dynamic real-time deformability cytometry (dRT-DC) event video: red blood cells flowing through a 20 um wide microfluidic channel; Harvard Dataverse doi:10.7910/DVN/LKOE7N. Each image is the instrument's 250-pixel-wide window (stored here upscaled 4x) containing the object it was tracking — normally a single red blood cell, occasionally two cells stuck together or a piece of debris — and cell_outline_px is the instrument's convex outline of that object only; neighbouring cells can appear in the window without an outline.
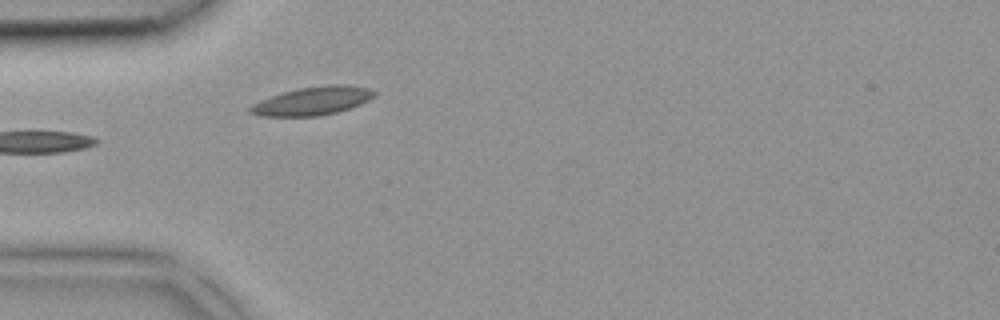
{"species": "common noctule bat (a hibernating species)", "species_latin": "Nyctalus noctula", "temperature_condition": "room temperature", "stored_images_in_passage": 2, "camera_frame_rate_fps": 3000, "um_per_image_px": 0.085, "animal": {"sex": "female", "body_mass_g": 18.4}, "frame": {"image": 1, "passage_image": 2, "time_ms": 0.333, "image_size_px": [1000, 320], "cell_outline_px": [[376, 96], [352, 108], [336, 112], [316, 116], [260, 116], [252, 112], [248, 108], [252, 104], [260, 100], [296, 88], [328, 84], [348, 84], [368, 88], [376, 92]], "centroid_in_image_um": [26.61, 8.56], "position_along_channel_um": 58.4, "area_um2": 20.52}}